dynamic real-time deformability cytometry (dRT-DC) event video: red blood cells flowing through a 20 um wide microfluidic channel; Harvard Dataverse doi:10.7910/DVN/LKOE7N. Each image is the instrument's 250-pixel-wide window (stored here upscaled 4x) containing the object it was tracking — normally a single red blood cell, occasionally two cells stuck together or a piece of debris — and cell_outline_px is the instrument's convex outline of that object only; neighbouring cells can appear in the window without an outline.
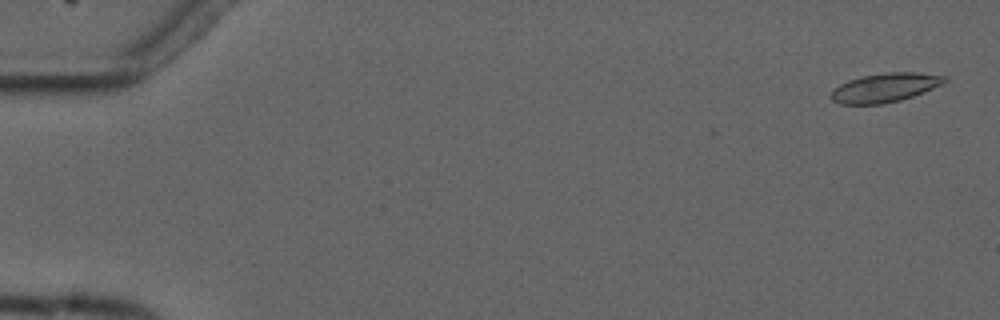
{"species": "common noctule bat (a hibernating species)", "species_latin": "Nyctalus noctula", "temperature_condition": "cold", "stored_images_in_passage": 7, "camera_frame_rate_fps": 3000, "um_per_image_px": 0.085, "animal": {"sex": "male", "forearm_length_mm": 52.5}, "frame": {"image": 1, "passage_image": 1, "time_ms": 0.0, "image_size_px": [1000, 320], "cell_outline_px": [[948, 80], [944, 84], [924, 92], [900, 100], [884, 104], [840, 104], [832, 100], [828, 96], [840, 84], [848, 80], [864, 76], [888, 72], [916, 72], [948, 76]], "centroid_in_image_um": [75.26, 7.45], "position_along_channel_um": 9.7, "area_um2": 19.25}}
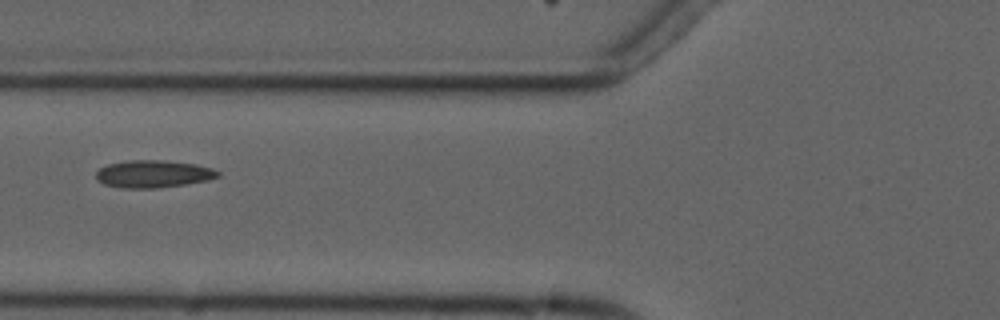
{"frame": {"image": 2, "passage_image": 7, "time_ms": 6.667, "image_size_px": [1000, 320], "cell_outline_px": [[220, 176], [208, 180], [160, 188], [120, 188], [104, 184], [96, 180], [96, 172], [100, 168], [108, 164], [132, 160], [160, 160], [196, 164], [212, 168], [220, 172]], "centroid_in_image_um": [13.02, 14.79], "position_along_channel_um": 112.8, "area_um2": 19.48}}